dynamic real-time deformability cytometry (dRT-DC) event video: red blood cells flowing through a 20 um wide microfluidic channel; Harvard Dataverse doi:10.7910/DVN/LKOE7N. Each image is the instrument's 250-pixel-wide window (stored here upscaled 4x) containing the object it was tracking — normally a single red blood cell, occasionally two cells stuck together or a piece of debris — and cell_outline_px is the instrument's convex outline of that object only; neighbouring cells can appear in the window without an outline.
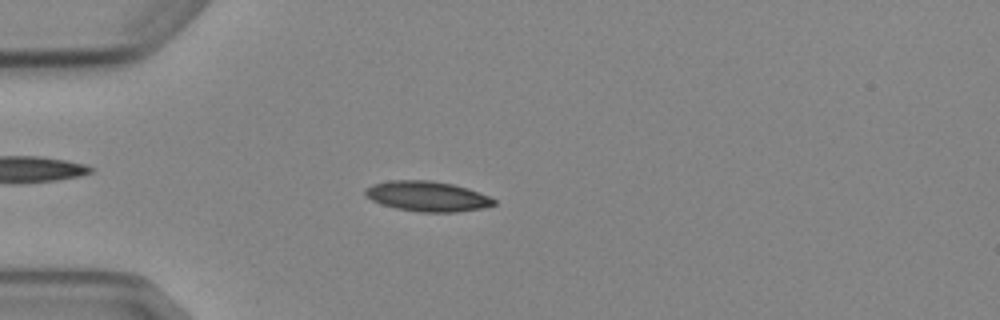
{"species": "Egyptian fruit bat (a non-hibernating species)", "species_latin": "Rousettus aegyptiacus", "temperature_condition": "cold", "stored_images_in_passage": 3, "camera_frame_rate_fps": 3000, "um_per_image_px": 0.085, "animal": {"sex": "female"}, "frame": {"image": 1, "passage_image": 3, "time_ms": 2.333, "image_size_px": [1000, 320], "cell_outline_px": [[496, 204], [484, 208], [456, 212], [420, 212], [396, 208], [380, 204], [372, 200], [364, 192], [364, 188], [372, 184], [388, 180], [432, 180], [452, 184], [468, 188], [488, 196], [496, 200]], "centroid_in_image_um": [36.31, 16.68], "position_along_channel_um": 48.7, "area_um2": 22.72}}